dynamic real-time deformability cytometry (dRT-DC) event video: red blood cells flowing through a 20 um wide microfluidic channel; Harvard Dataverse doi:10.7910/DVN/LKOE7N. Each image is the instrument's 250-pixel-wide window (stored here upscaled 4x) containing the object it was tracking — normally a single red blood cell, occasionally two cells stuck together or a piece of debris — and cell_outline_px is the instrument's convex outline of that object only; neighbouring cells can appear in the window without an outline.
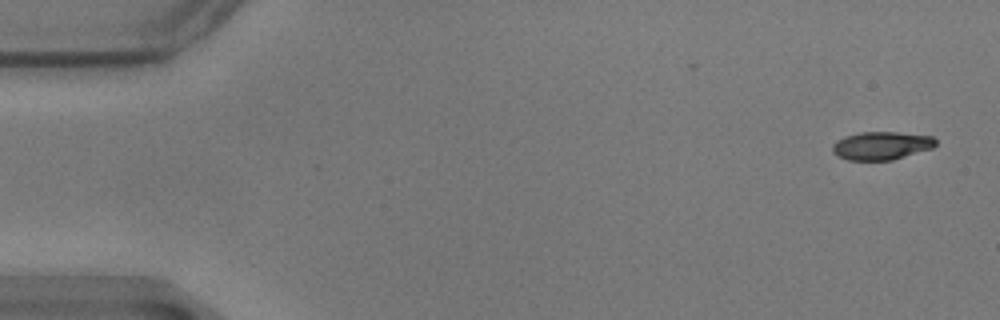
{"species": "common noctule bat (a hibernating species)", "species_latin": "Nyctalus noctula", "temperature_condition": "warm", "stored_images_in_passage": 57, "camera_frame_rate_fps": 3000, "um_per_image_px": 0.085, "animal": {"sex": "male", "body_mass_g": 17.9}, "frame": {"image": 1, "passage_image": 2, "time_ms": 0.333, "image_size_px": [1000, 320], "cell_outline_px": [[936, 144], [932, 148], [892, 160], [848, 160], [836, 156], [832, 152], [832, 144], [836, 140], [844, 136], [860, 132], [896, 132], [932, 136], [936, 140]], "centroid_in_image_um": [74.87, 12.38], "position_along_channel_um": 10.1, "area_um2": 16.99}}
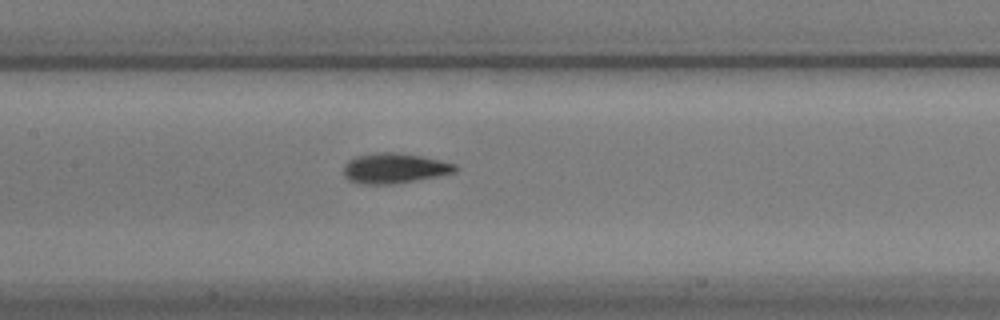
{"frame": {"image": 2, "passage_image": 27, "time_ms": 8.667, "image_size_px": [1000, 320], "cell_outline_px": [[456, 172], [392, 184], [360, 184], [348, 180], [344, 176], [344, 164], [348, 160], [356, 156], [376, 152], [396, 152], [424, 156], [456, 164]], "centroid_in_image_um": [33.48, 14.29], "position_along_channel_um": 173.9, "area_um2": 19.59}}
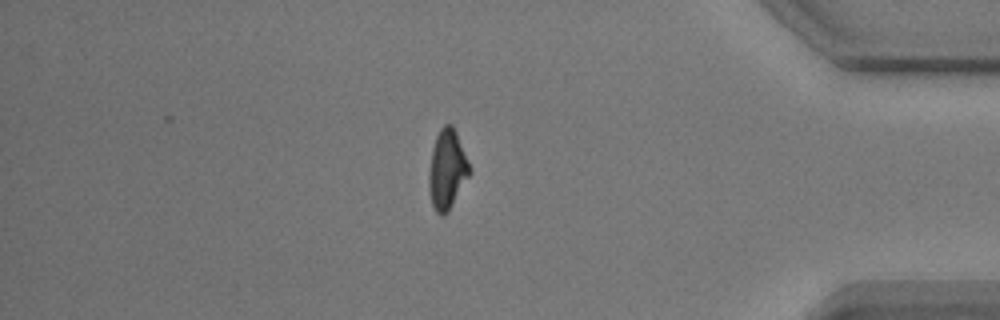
{"frame": {"image": 3, "passage_image": 49, "time_ms": 16.0, "image_size_px": [1000, 320], "cell_outline_px": [[472, 172], [448, 212], [444, 216], [440, 216], [436, 212], [432, 204], [428, 188], [428, 172], [432, 148], [436, 136], [440, 128], [444, 124], [452, 124], [456, 132], [472, 168]], "centroid_in_image_um": [38.01, 14.42], "position_along_channel_um": 397.2, "area_um2": 19.19}}